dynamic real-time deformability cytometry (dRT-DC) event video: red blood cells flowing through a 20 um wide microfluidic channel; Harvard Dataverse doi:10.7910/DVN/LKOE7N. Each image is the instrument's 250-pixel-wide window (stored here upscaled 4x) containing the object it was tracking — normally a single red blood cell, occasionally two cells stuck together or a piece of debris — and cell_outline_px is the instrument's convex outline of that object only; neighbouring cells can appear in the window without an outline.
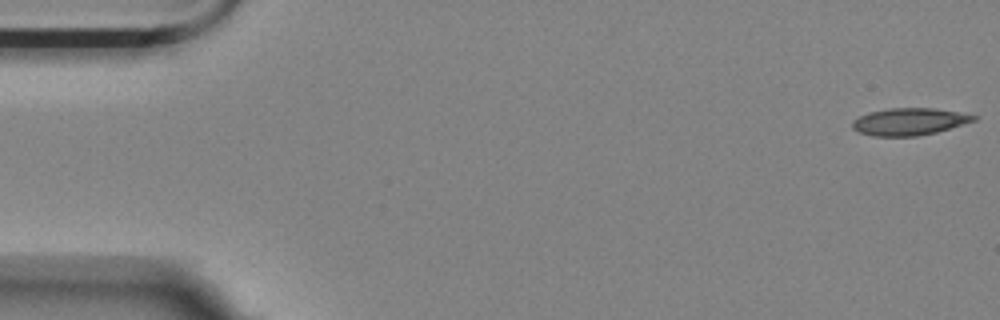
{"species": "Egyptian fruit bat (a non-hibernating species)", "species_latin": "Rousettus aegyptiacus", "temperature_condition": "room temperature", "stored_images_in_passage": 11, "camera_frame_rate_fps": 3000, "um_per_image_px": 0.085, "animal": {"sex": "female"}, "frame": {"image": 1, "passage_image": 1, "time_ms": 0.0, "image_size_px": [1000, 320], "cell_outline_px": [[976, 120], [936, 132], [916, 136], [872, 136], [860, 132], [852, 128], [852, 120], [860, 116], [872, 112], [888, 108], [932, 108], [956, 112], [976, 116]], "centroid_in_image_um": [77.24, 10.34], "position_along_channel_um": 7.8, "area_um2": 18.84}}